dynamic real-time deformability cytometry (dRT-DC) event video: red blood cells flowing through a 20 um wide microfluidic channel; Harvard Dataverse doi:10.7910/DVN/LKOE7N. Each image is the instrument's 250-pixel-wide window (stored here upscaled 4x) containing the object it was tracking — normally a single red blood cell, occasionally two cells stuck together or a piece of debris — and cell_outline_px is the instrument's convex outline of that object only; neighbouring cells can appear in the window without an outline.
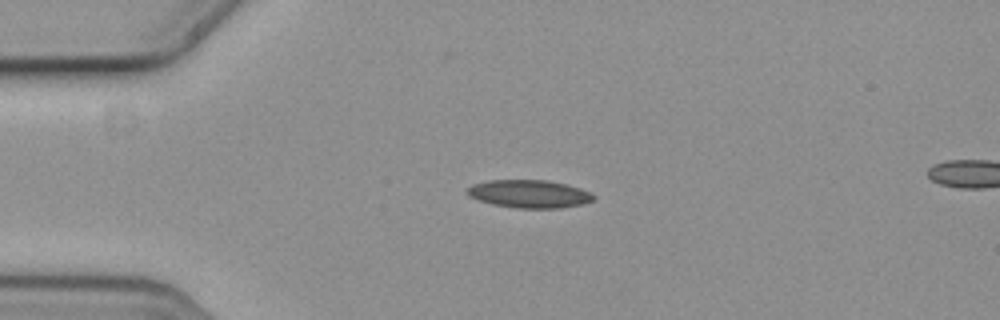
{"species": "common noctule bat (a hibernating species)", "species_latin": "Nyctalus noctula", "temperature_condition": "cold", "stored_images_in_passage": 1, "camera_frame_rate_fps": 3000, "um_per_image_px": 0.085, "animal": {"sex": "female", "body_mass_g": 19.3, "forearm_length_mm": 54.1}, "frame": {"image": 1, "passage_image": 1, "time_ms": 0.0, "image_size_px": [1000, 320], "cell_outline_px": [[596, 196], [592, 200], [584, 204], [560, 208], [516, 208], [492, 204], [476, 200], [468, 196], [468, 188], [472, 184], [488, 180], [548, 180], [580, 188], [592, 192]], "centroid_in_image_um": [44.99, 16.48], "position_along_channel_um": 40.0, "area_um2": 20.69}}